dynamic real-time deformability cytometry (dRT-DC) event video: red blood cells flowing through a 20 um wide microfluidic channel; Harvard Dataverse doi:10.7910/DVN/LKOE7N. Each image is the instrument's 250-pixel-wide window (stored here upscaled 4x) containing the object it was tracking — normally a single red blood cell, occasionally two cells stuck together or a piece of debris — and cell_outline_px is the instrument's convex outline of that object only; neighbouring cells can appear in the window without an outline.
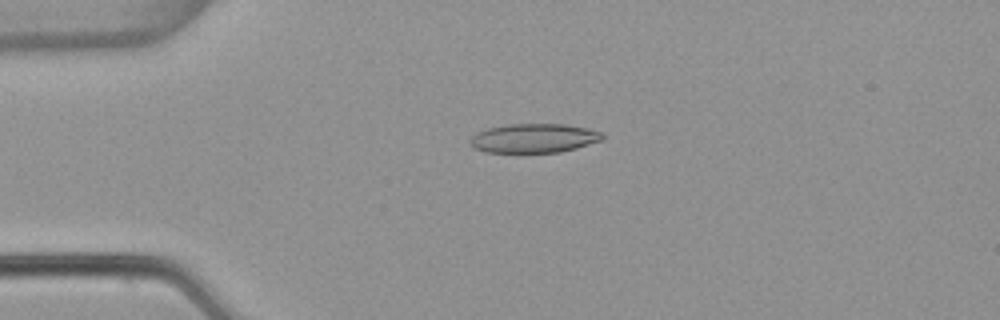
{"species": "common noctule bat (a hibernating species)", "species_latin": "Nyctalus noctula", "temperature_condition": "warm", "stored_images_in_passage": 4, "camera_frame_rate_fps": 3000, "um_per_image_px": 0.085, "animal": {"sex": "female", "body_mass_g": 22.7, "forearm_length_mm": 54.2}, "frame": {"image": 1, "passage_image": 3, "time_ms": 0.667, "image_size_px": [1000, 320], "cell_outline_px": [[604, 140], [576, 148], [560, 152], [484, 152], [476, 148], [468, 140], [476, 132], [488, 128], [508, 124], [564, 124], [588, 128], [604, 132]], "centroid_in_image_um": [45.43, 11.74], "position_along_channel_um": 39.6, "area_um2": 22.54}}